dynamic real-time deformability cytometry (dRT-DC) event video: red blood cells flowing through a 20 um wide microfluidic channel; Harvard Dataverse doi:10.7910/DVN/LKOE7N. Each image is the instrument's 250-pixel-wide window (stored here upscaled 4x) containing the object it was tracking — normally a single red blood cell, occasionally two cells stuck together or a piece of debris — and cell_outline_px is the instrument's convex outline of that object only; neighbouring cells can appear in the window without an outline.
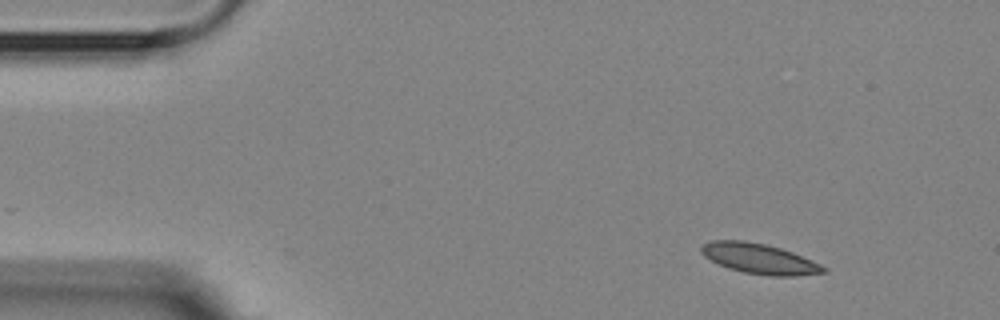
{"species": "Egyptian fruit bat (a non-hibernating species)", "species_latin": "Rousettus aegyptiacus", "temperature_condition": "room temperature", "stored_images_in_passage": 50, "camera_frame_rate_fps": 3000, "um_per_image_px": 0.085, "animal": {"sex": "female"}, "frame": {"image": 1, "passage_image": 1, "time_ms": 0.0, "image_size_px": [1000, 320], "cell_outline_px": [[828, 272], [796, 276], [768, 276], [744, 272], [728, 268], [704, 256], [700, 252], [700, 248], [704, 244], [712, 240], [744, 240], [764, 244], [780, 248], [792, 252], [812, 260], [828, 268]], "centroid_in_image_um": [64.57, 21.99], "position_along_channel_um": 20.4, "area_um2": 21.5}}
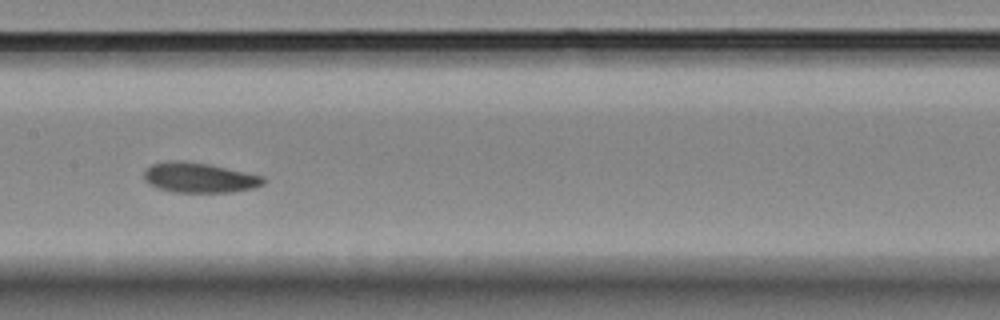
{"frame": {"image": 2, "passage_image": 22, "time_ms": 7.0, "image_size_px": [1000, 320], "cell_outline_px": [[268, 180], [264, 184], [256, 188], [232, 192], [172, 192], [156, 188], [148, 184], [144, 180], [144, 168], [152, 164], [168, 160], [184, 160], [208, 164], [264, 176]], "centroid_in_image_um": [16.93, 15.1], "position_along_channel_um": 190.5, "area_um2": 21.33}}
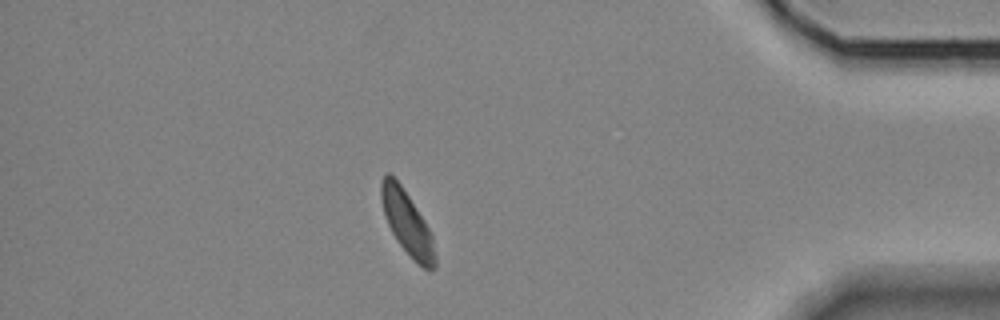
{"frame": {"image": 3, "passage_image": 43, "time_ms": 14.0, "image_size_px": [1000, 320], "cell_outline_px": [[436, 264], [428, 272], [412, 260], [400, 244], [392, 232], [384, 216], [380, 200], [380, 184], [384, 176], [388, 172], [400, 184], [432, 232], [436, 256]], "centroid_in_image_um": [34.61, 19.0], "position_along_channel_um": 400.6, "area_um2": 20.0}, "authors_computed_cell_mechanics": {"area_um2": 20.808, "velocity_mm_per_s": 3.5642, "shape_relaxation_time_tau1_ms": 9.2126, "shape_relaxation_time_tau2_ms": 8.1834, "deformation_change_tau1": 0.1427, "deformation_change_tau2": 0.1094}}